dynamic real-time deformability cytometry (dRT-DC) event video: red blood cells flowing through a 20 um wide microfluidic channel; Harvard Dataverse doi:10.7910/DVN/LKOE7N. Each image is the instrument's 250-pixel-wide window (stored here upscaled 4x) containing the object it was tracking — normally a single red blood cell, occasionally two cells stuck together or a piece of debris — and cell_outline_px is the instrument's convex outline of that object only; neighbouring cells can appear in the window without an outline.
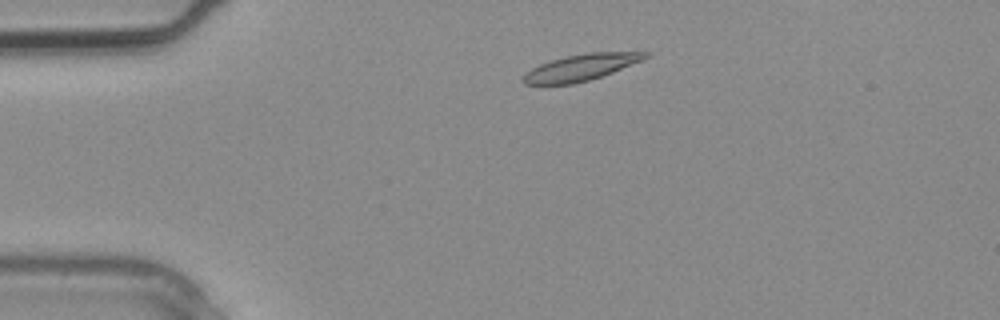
{"species": "common noctule bat (a hibernating species)", "species_latin": "Nyctalus noctula", "temperature_condition": "warm", "stored_images_in_passage": 1, "camera_frame_rate_fps": 3000, "um_per_image_px": 0.085, "animal": {"sex": "male", "body_mass_g": 20.4}, "frame": {"image": 1, "passage_image": 1, "time_ms": 0.0, "image_size_px": [1000, 320], "cell_outline_px": [[648, 56], [644, 60], [612, 72], [588, 80], [572, 84], [524, 84], [520, 80], [532, 68], [540, 64], [552, 60], [568, 56], [588, 52], [648, 52]], "centroid_in_image_um": [49.39, 5.73], "position_along_channel_um": 35.6, "area_um2": 18.44}}